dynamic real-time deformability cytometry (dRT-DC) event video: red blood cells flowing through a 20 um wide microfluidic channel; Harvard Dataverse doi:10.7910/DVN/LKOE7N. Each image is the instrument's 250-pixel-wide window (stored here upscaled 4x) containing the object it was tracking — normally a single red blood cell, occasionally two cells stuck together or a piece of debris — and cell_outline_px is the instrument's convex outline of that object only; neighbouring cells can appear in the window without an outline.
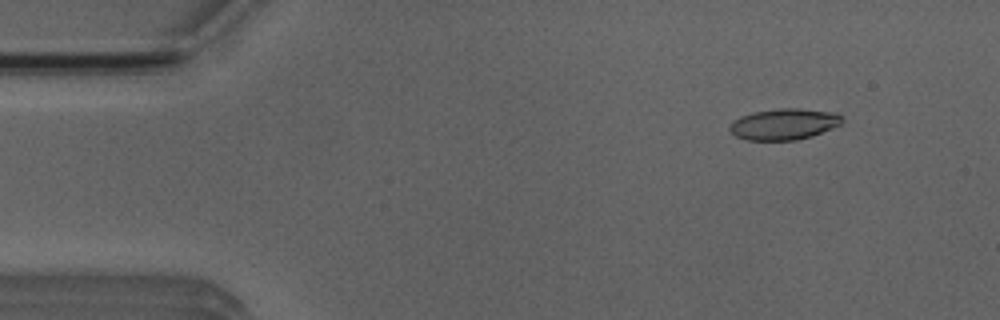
{"species": "Egyptian fruit bat (a non-hibernating species)", "species_latin": "Rousettus aegyptiacus", "temperature_condition": "room temperature", "stored_images_in_passage": 3, "camera_frame_rate_fps": 3000, "um_per_image_px": 0.085, "animal": {"sex": "male"}, "frame": {"image": 1, "passage_image": 2, "time_ms": 1.0, "image_size_px": [1000, 320], "cell_outline_px": [[844, 120], [840, 124], [832, 128], [812, 136], [796, 140], [748, 140], [736, 136], [728, 128], [732, 120], [740, 116], [752, 112], [780, 108], [800, 108], [836, 112]], "centroid_in_image_um": [66.63, 10.54], "position_along_channel_um": 18.4, "area_um2": 20.52}}